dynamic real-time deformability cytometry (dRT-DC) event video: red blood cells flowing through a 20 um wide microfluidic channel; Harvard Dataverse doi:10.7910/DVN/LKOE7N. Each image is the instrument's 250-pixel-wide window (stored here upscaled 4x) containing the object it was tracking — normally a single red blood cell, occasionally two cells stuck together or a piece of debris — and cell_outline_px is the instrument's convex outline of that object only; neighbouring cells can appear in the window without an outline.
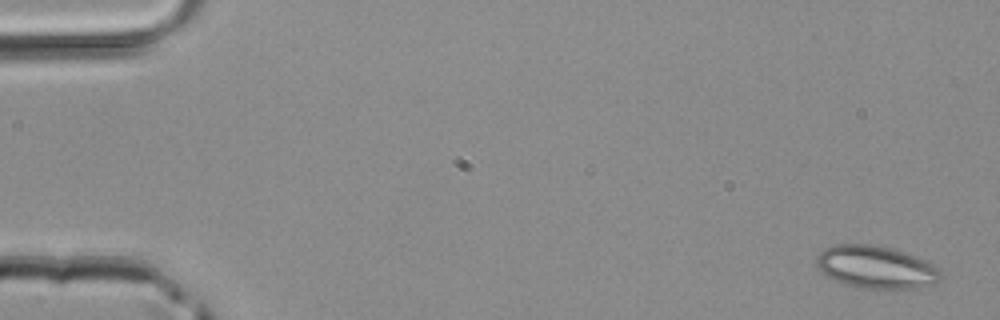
{"species": "common noctule bat (a hibernating species)", "species_latin": "Nyctalus noctula", "temperature_condition": "room temperature", "stored_images_in_passage": 5, "camera_frame_rate_fps": 3000, "um_per_image_px": 0.085, "animal": {"sex": "male", "body_mass_g": 20.4}, "frame": {"image": 1, "passage_image": 1, "time_ms": 0.0, "image_size_px": [1000, 320], "cell_outline_px": [[940, 280], [936, 284], [916, 288], [864, 288], [848, 284], [836, 280], [828, 276], [816, 264], [816, 256], [824, 248], [836, 244], [872, 244], [892, 248], [904, 252], [924, 260], [932, 264], [940, 272]], "centroid_in_image_um": [74.46, 22.69], "position_along_channel_um": 10.5, "area_um2": 30.46}}